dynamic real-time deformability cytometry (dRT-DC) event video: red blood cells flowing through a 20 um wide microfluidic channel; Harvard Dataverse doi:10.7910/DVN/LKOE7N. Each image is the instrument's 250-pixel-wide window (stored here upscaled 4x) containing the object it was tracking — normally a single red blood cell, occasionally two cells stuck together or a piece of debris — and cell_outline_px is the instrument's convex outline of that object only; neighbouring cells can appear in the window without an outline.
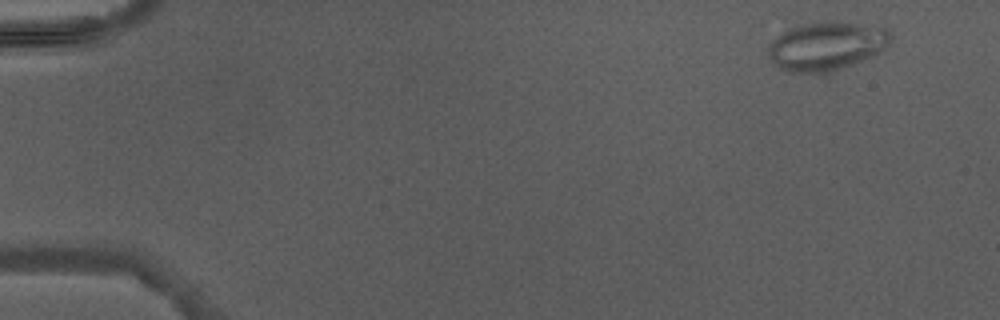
{"species": "Egyptian fruit bat (a non-hibernating species)", "species_latin": "Rousettus aegyptiacus", "temperature_condition": "warm", "stored_images_in_passage": 4, "camera_frame_rate_fps": 3000, "um_per_image_px": 0.085, "animal": {"sex": "male"}, "frame": {"image": 1, "passage_image": 1, "time_ms": 0.0, "image_size_px": [1000, 320], "cell_outline_px": [[892, 40], [880, 52], [852, 64], [840, 68], [820, 72], [788, 72], [772, 64], [768, 56], [768, 44], [776, 36], [792, 24], [824, 20], [832, 20], [860, 24], [884, 28], [892, 32]], "centroid_in_image_um": [70.18, 3.86], "position_along_channel_um": 14.8, "area_um2": 35.08}}